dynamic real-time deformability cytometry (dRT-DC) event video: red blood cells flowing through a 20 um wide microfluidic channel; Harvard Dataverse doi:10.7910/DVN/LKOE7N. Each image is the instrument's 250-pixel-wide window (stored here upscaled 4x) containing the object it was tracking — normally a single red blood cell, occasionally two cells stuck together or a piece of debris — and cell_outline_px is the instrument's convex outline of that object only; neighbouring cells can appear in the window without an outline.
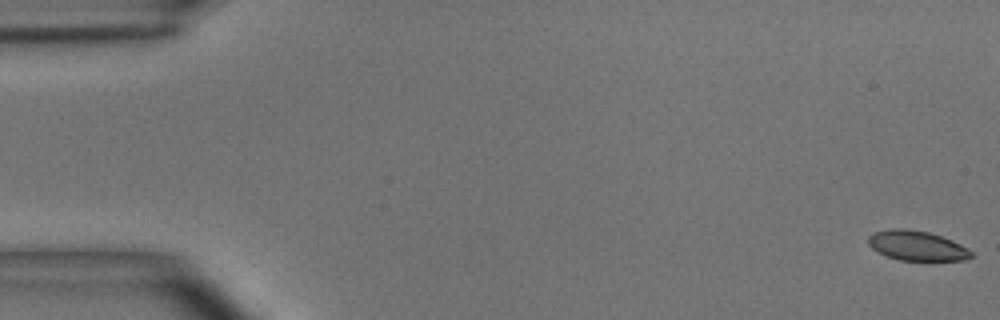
{"species": "common noctule bat (a hibernating species)", "species_latin": "Nyctalus noctula", "temperature_condition": "room temperature", "stored_images_in_passage": 53, "camera_frame_rate_fps": 3000, "um_per_image_px": 0.085, "animal": {"sex": "male", "body_mass_g": 15.6}, "frame": {"image": 1, "passage_image": 1, "time_ms": 0.0, "image_size_px": [1000, 320], "cell_outline_px": [[972, 256], [968, 260], [900, 260], [888, 256], [872, 248], [868, 244], [868, 236], [876, 232], [888, 228], [904, 228], [928, 232], [952, 240], [960, 244], [972, 252]], "centroid_in_image_um": [77.93, 20.87], "position_along_channel_um": 7.1, "area_um2": 17.69}}
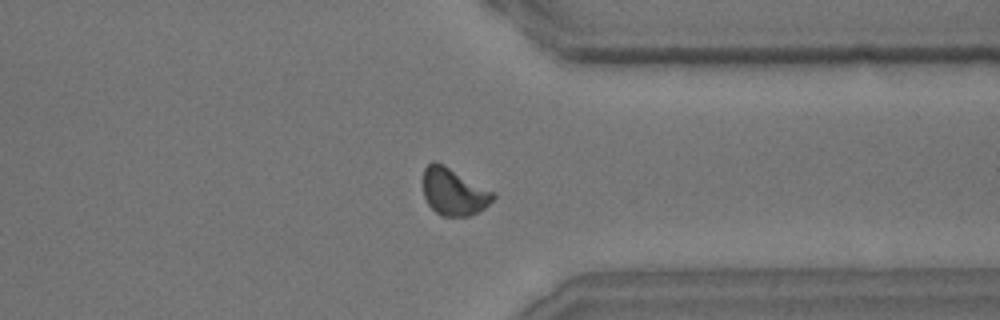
{"frame": {"image": 2, "passage_image": 43, "time_ms": 14.0, "image_size_px": [1000, 320], "cell_outline_px": [[496, 196], [484, 208], [468, 216], [440, 216], [428, 204], [424, 196], [424, 168], [432, 160], [436, 160], [444, 164], [496, 192]], "centroid_in_image_um": [38.58, 16.27], "position_along_channel_um": 372.8, "area_um2": 19.36}}
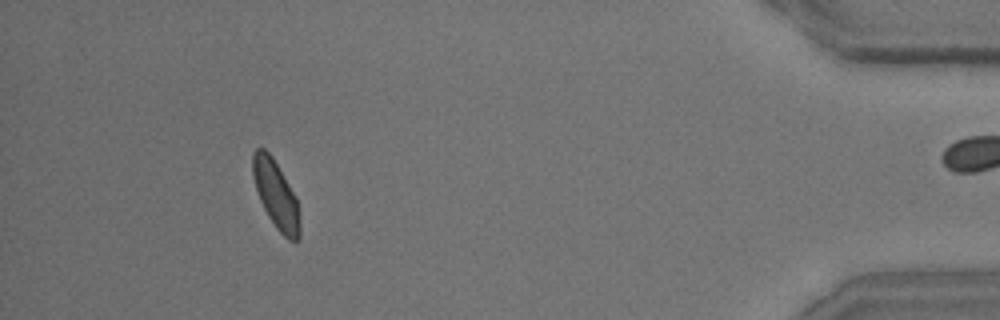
{"frame": {"image": 3, "passage_image": 51, "time_ms": 16.667, "image_size_px": [1000, 320], "cell_outline_px": [[300, 236], [296, 240], [288, 240], [276, 228], [268, 216], [260, 200], [252, 176], [252, 152], [256, 148], [264, 148], [272, 156], [296, 196], [300, 224]], "centroid_in_image_um": [23.44, 16.52], "position_along_channel_um": 411.8, "area_um2": 18.5}}